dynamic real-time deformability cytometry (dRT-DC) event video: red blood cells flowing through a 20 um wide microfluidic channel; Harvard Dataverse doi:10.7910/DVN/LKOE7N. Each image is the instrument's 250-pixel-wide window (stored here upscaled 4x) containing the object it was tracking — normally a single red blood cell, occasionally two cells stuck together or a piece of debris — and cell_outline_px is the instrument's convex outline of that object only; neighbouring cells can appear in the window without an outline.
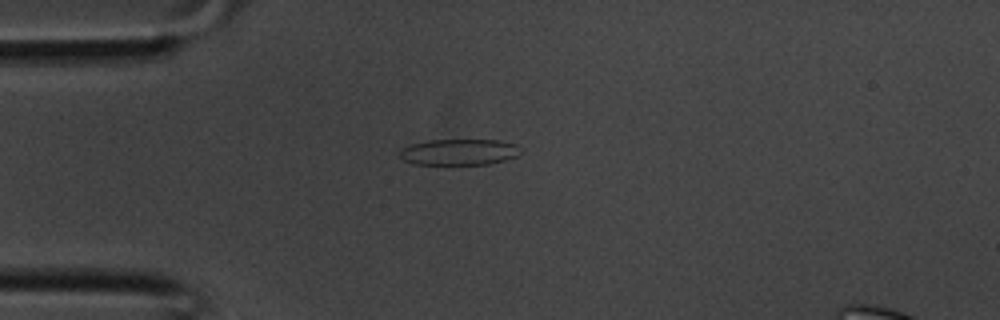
{"species": "common noctule bat (a hibernating species)", "species_latin": "Nyctalus noctula", "temperature_condition": "room temperature", "stored_images_in_passage": 36, "camera_frame_rate_fps": 3000, "um_per_image_px": 0.085, "animal": {"sex": "male", "body_mass_g": 20.1, "forearm_length_mm": 53.5}, "frame": {"image": 1, "passage_image": 8, "time_ms": 2.333, "image_size_px": [1000, 320], "cell_outline_px": [[520, 152], [516, 156], [504, 160], [488, 164], [412, 164], [404, 160], [400, 156], [400, 148], [412, 144], [428, 140], [496, 140], [516, 144]], "centroid_in_image_um": [38.98, 12.92], "position_along_channel_um": 46.0, "area_um2": 18.21}}
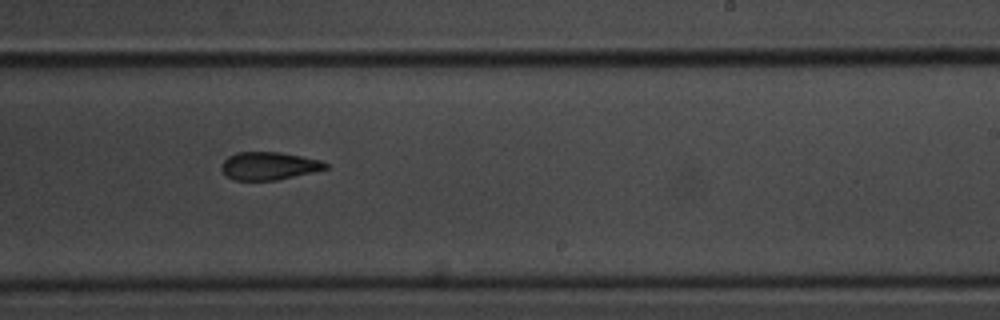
{"frame": {"image": 2, "passage_image": 21, "time_ms": 6.667, "image_size_px": [1000, 320], "cell_outline_px": [[328, 168], [276, 180], [236, 180], [228, 176], [220, 168], [220, 164], [228, 156], [236, 152], [280, 152], [320, 160], [328, 164]], "centroid_in_image_um": [22.82, 14.09], "position_along_channel_um": 266.2, "area_um2": 16.7}}
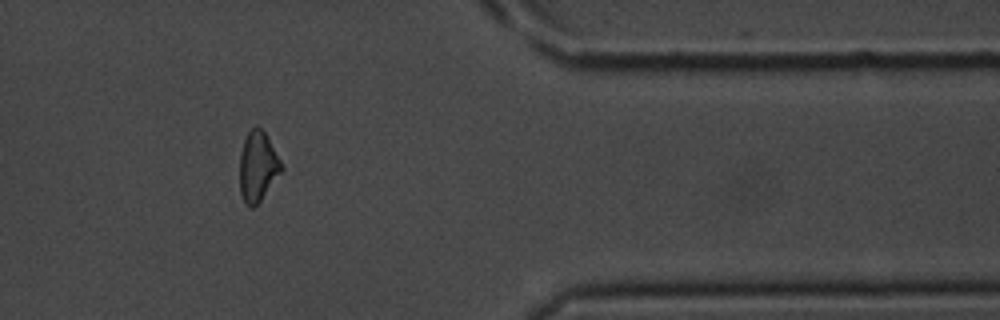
{"frame": {"image": 3, "passage_image": 29, "time_ms": 9.333, "image_size_px": [1000, 320], "cell_outline_px": [[284, 168], [260, 200], [252, 208], [248, 208], [244, 204], [240, 192], [240, 156], [244, 140], [248, 132], [256, 124], [264, 132], [280, 160]], "centroid_in_image_um": [21.89, 14.17], "position_along_channel_um": 389.5, "area_um2": 16.76}}